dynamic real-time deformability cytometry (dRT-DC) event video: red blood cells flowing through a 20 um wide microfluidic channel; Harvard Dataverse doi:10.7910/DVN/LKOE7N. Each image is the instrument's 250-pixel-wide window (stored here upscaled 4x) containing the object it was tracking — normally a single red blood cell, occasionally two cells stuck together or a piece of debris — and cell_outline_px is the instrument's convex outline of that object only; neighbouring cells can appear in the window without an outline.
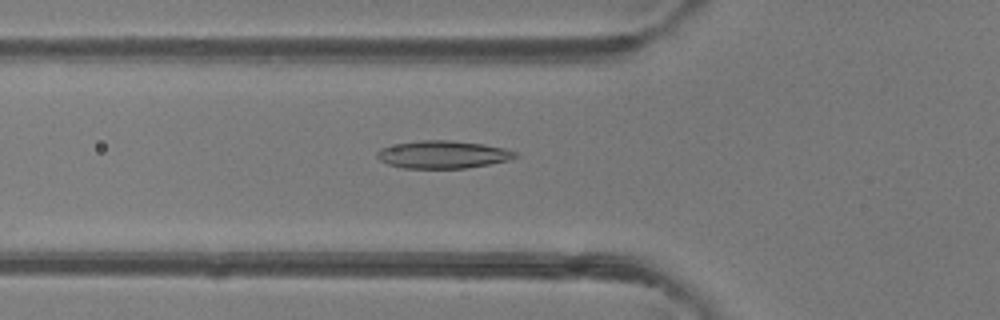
{"species": "common noctule bat (a hibernating species)", "species_latin": "Nyctalus noctula", "temperature_condition": "room temperature", "stored_images_in_passage": 4, "camera_frame_rate_fps": 3000, "um_per_image_px": 0.085, "animal": {"sex": "female"}, "frame": {"image": 1, "passage_image": 4, "time_ms": 3.333, "image_size_px": [1000, 320], "cell_outline_px": [[520, 156], [508, 160], [468, 168], [404, 168], [388, 164], [380, 160], [376, 156], [376, 152], [380, 148], [396, 144], [420, 140], [448, 140], [484, 144], [504, 148], [516, 152]], "centroid_in_image_um": [37.64, 13.13], "position_along_channel_um": 88.2, "area_um2": 22.25}}